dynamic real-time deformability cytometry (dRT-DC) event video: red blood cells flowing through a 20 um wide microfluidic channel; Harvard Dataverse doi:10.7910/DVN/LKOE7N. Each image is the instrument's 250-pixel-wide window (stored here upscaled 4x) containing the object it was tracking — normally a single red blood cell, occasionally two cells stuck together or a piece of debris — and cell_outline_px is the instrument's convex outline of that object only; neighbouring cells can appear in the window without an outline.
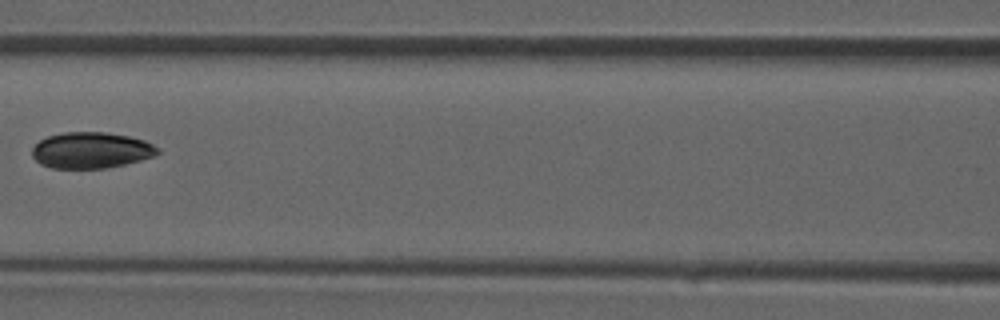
{"species": "common noctule bat (a hibernating species)", "species_latin": "Nyctalus noctula", "temperature_condition": "room temperature", "stored_images_in_passage": 6, "camera_frame_rate_fps": 3000, "um_per_image_px": 0.085, "animal": {"sex": "male", "forearm_length_mm": 52.5}, "frame": {"image": 1, "passage_image": 6, "time_ms": 6.0, "image_size_px": [1000, 320], "cell_outline_px": [[160, 152], [156, 156], [108, 168], [52, 168], [40, 164], [32, 156], [32, 148], [40, 140], [48, 136], [64, 132], [108, 132], [128, 136], [144, 140], [160, 148]], "centroid_in_image_um": [7.76, 12.77], "position_along_channel_um": 158.8, "area_um2": 26.53}}